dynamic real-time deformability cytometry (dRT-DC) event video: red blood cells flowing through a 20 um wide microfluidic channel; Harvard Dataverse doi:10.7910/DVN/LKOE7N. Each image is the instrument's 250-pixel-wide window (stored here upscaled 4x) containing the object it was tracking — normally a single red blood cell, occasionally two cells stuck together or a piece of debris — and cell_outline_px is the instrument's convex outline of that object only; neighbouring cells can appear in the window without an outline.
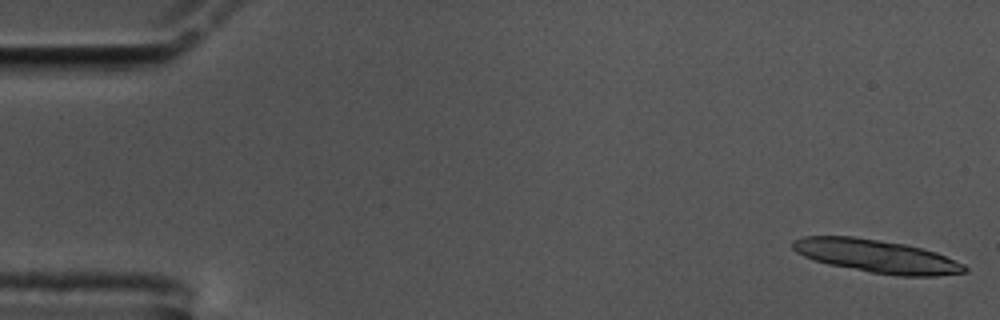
{"species": "common noctule bat (a hibernating species)", "species_latin": "Nyctalus noctula", "temperature_condition": "cold", "stored_images_in_passage": 15, "camera_frame_rate_fps": 3000, "um_per_image_px": 0.085, "animal": {"sex": "male", "body_mass_g": 17.5, "forearm_length_mm": 52.3}, "frame": {"image": 1, "passage_image": 1, "time_ms": 0.0, "image_size_px": [1000, 320], "cell_outline_px": [[968, 272], [936, 276], [900, 276], [872, 272], [828, 264], [804, 256], [796, 252], [792, 248], [792, 240], [804, 236], [852, 236], [880, 240], [904, 244], [936, 252], [964, 264], [968, 268]], "centroid_in_image_um": [74.52, 21.77], "position_along_channel_um": 10.5, "area_um2": 32.95}}